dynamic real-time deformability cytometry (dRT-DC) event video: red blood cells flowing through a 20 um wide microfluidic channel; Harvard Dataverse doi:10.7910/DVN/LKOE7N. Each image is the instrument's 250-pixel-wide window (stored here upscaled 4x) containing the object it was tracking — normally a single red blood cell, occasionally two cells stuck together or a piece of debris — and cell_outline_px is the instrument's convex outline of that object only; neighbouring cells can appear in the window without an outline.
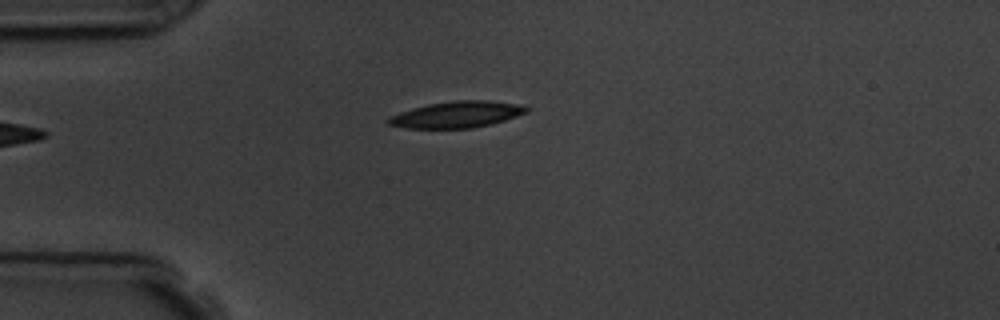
{"species": "common noctule bat (a hibernating species)", "species_latin": "Nyctalus noctula", "temperature_condition": "room temperature", "stored_images_in_passage": 4, "camera_frame_rate_fps": 3000, "um_per_image_px": 0.085, "animal": {"sex": "male", "body_mass_g": 19.5, "forearm_length_mm": 54.6}, "frame": {"image": 1, "passage_image": 1, "time_ms": 0.0, "image_size_px": [1000, 320], "cell_outline_px": [[528, 112], [504, 120], [472, 128], [408, 128], [388, 124], [384, 120], [388, 116], [412, 108], [428, 104], [452, 100], [488, 100], [516, 104], [528, 108]], "centroid_in_image_um": [38.76, 9.73], "position_along_channel_um": 46.2, "area_um2": 21.1}}
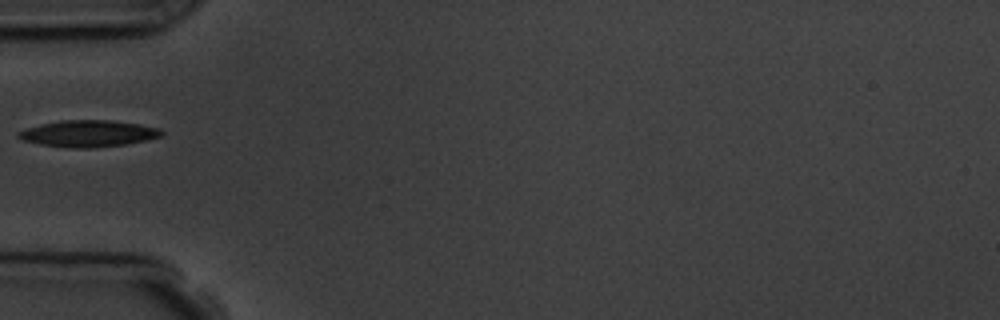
{"frame": {"image": 2, "passage_image": 2, "time_ms": 1.333, "image_size_px": [1000, 320], "cell_outline_px": [[164, 132], [160, 136], [144, 140], [124, 144], [92, 148], [72, 148], [40, 144], [24, 140], [16, 136], [16, 132], [40, 124], [60, 120], [112, 120], [140, 124], [160, 128]], "centroid_in_image_um": [7.49, 11.34], "position_along_channel_um": 77.5, "area_um2": 22.08}}